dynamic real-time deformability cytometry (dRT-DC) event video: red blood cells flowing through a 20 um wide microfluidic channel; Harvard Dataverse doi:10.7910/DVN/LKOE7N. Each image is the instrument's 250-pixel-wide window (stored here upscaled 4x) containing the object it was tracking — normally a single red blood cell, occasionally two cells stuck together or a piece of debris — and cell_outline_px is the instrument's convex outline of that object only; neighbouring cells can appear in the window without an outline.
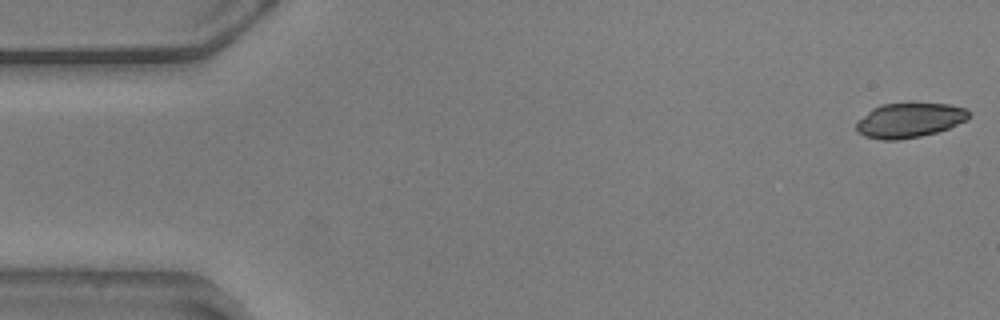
{"species": "common noctule bat (a hibernating species)", "species_latin": "Nyctalus noctula", "temperature_condition": "warm", "stored_images_in_passage": 55, "camera_frame_rate_fps": 3000, "um_per_image_px": 0.085, "animal": {"sex": "male", "body_mass_g": 20.5, "forearm_length_mm": 52.5}, "frame": {"image": 1, "passage_image": 1, "time_ms": 0.0, "image_size_px": [1000, 320], "cell_outline_px": [[972, 116], [968, 120], [948, 128], [936, 132], [920, 136], [896, 140], [880, 140], [864, 136], [856, 132], [856, 124], [872, 108], [880, 104], [908, 100], [948, 104], [968, 108]], "centroid_in_image_um": [77.34, 10.16], "position_along_channel_um": 7.7, "area_um2": 23.7}}
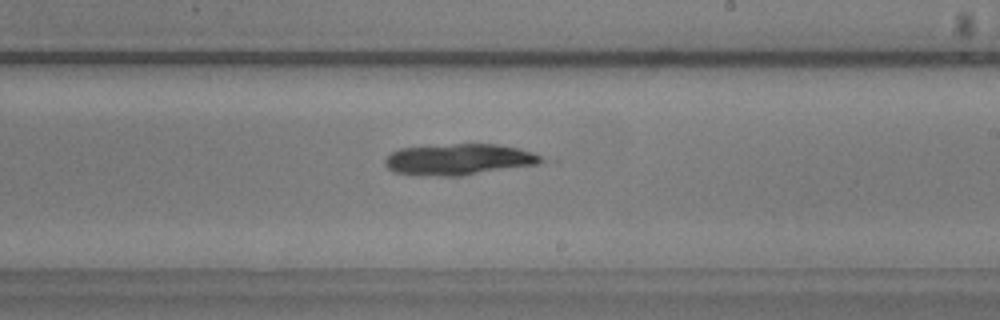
{"frame": {"image": 2, "passage_image": 32, "time_ms": 10.333, "image_size_px": [1000, 320], "cell_outline_px": [[556, 160], [540, 164], [460, 176], [416, 176], [392, 172], [384, 164], [384, 160], [392, 152], [400, 148], [452, 144], [496, 144], [520, 148]], "centroid_in_image_um": [39.1, 13.56], "position_along_channel_um": 249.9, "area_um2": 29.13}}
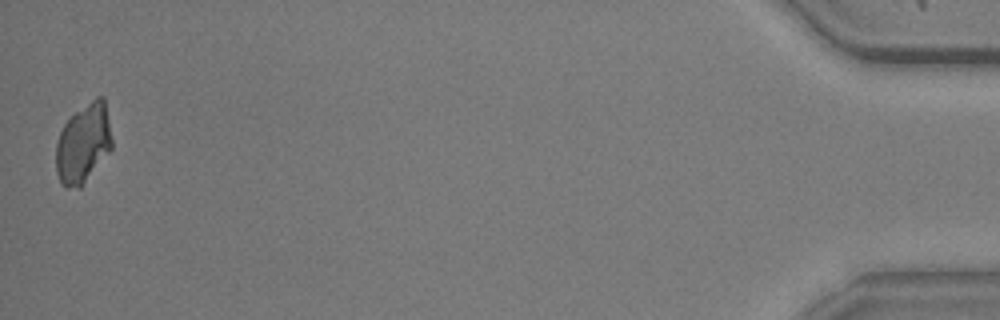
{"frame": {"image": 3, "passage_image": 55, "time_ms": 18.0, "image_size_px": [1000, 320], "cell_outline_px": [[112, 148], [80, 188], [64, 188], [60, 184], [56, 172], [56, 144], [60, 132], [64, 124], [76, 112], [96, 96], [104, 96], [112, 140]], "centroid_in_image_um": [7.07, 12.22], "position_along_channel_um": 428.1, "area_um2": 25.78}}